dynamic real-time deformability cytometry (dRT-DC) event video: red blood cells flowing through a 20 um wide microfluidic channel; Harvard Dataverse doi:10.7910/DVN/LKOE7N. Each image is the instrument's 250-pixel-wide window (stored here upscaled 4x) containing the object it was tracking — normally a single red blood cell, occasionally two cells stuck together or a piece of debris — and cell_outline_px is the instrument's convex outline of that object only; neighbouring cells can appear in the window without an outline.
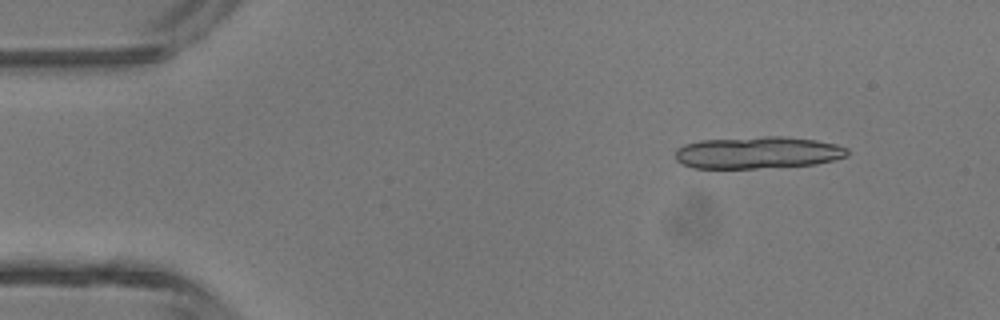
{"species": "common noctule bat (a hibernating species)", "species_latin": "Nyctalus noctula", "temperature_condition": "room temperature", "stored_images_in_passage": 4, "camera_frame_rate_fps": 3000, "um_per_image_px": 0.085, "animal": {"sex": "male", "body_mass_g": 13.3}, "frame": {"image": 1, "passage_image": 1, "time_ms": 0.0, "image_size_px": [1000, 320], "cell_outline_px": [[848, 156], [816, 164], [756, 168], [692, 168], [676, 160], [676, 148], [684, 144], [700, 140], [764, 136], [784, 136], [816, 140], [836, 144], [848, 148]], "centroid_in_image_um": [64.4, 12.96], "position_along_channel_um": 20.6, "area_um2": 32.19}}
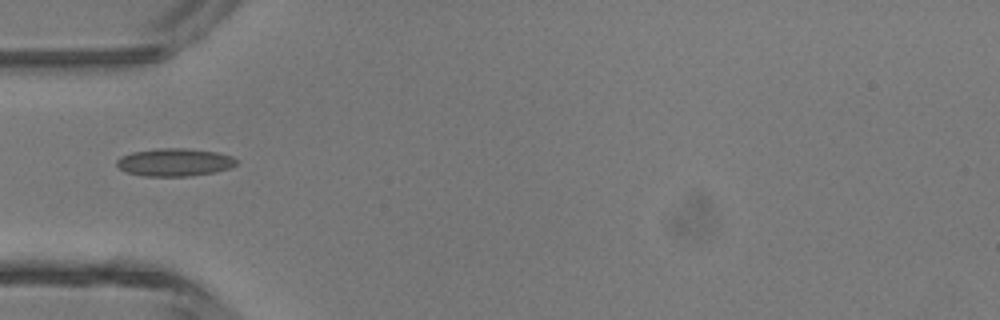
{"frame": {"image": 2, "passage_image": 4, "time_ms": 1.0, "image_size_px": [1000, 320], "cell_outline_px": [[236, 164], [232, 168], [216, 172], [184, 176], [144, 176], [128, 172], [120, 168], [116, 164], [116, 160], [120, 156], [132, 152], [156, 148], [188, 148], [216, 152], [232, 156], [236, 160]], "centroid_in_image_um": [14.84, 13.78], "position_along_channel_um": 70.2, "area_um2": 19.42}}